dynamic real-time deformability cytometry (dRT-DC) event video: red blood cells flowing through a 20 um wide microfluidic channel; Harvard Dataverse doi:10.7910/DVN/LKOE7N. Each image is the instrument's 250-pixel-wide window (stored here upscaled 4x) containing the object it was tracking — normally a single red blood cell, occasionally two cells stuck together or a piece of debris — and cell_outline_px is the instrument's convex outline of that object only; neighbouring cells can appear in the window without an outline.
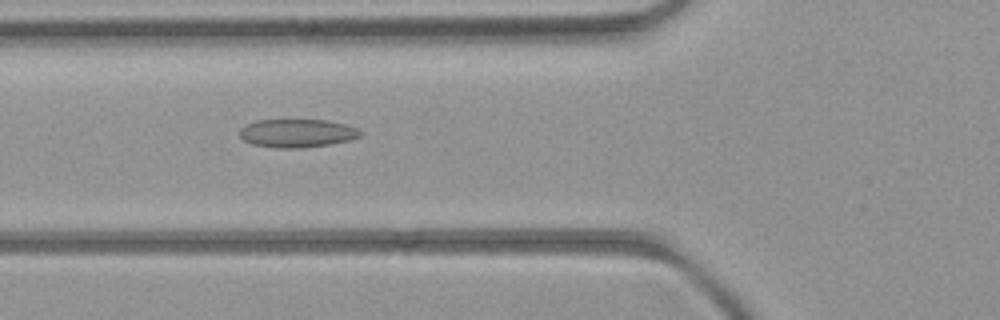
{"species": "common noctule bat (a hibernating species)", "species_latin": "Nyctalus noctula", "temperature_condition": "room temperature", "stored_images_in_passage": 14, "camera_frame_rate_fps": 3000, "um_per_image_px": 0.085, "animal": {"sex": "female", "body_mass_g": 21.9}, "frame": {"image": 1, "passage_image": 3, "time_ms": 0.667, "image_size_px": [1000, 320], "cell_outline_px": [[364, 132], [360, 136], [348, 140], [328, 144], [300, 148], [276, 148], [252, 144], [244, 140], [240, 136], [240, 128], [256, 120], [328, 120], [344, 124], [356, 128]], "centroid_in_image_um": [25.24, 11.32], "position_along_channel_um": 100.6, "area_um2": 19.77}}